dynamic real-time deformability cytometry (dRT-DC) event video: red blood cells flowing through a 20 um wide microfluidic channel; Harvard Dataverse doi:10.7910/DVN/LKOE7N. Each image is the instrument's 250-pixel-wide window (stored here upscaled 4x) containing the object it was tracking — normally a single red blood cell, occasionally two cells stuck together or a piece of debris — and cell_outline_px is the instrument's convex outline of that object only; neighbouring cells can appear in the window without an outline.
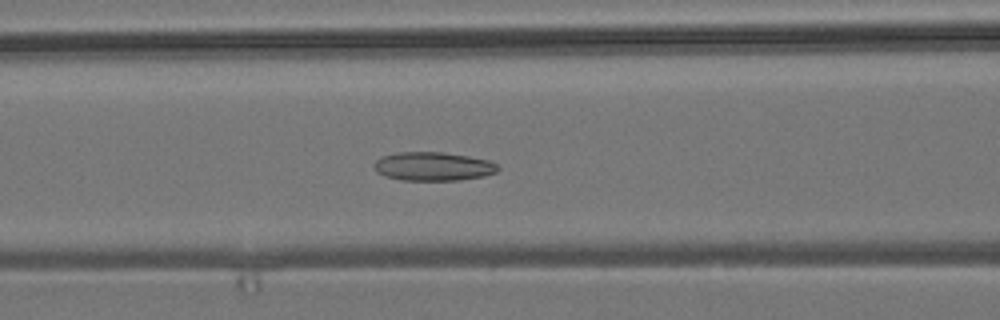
{"species": "common noctule bat (a hibernating species)", "species_latin": "Nyctalus noctula", "temperature_condition": "room temperature", "stored_images_in_passage": 31, "segment_of_instrument_passage": [1, 2], "camera_frame_rate_fps": 3000, "um_per_image_px": 0.085, "animal": {"sex": "male", "body_mass_g": 19.2, "forearm_length_mm": 51.8}, "frame": {"image": 1, "passage_image": 21, "time_ms": 6.667, "image_size_px": [1000, 320], "cell_outline_px": [[500, 168], [496, 172], [484, 176], [460, 180], [400, 180], [384, 176], [376, 172], [372, 164], [380, 156], [396, 152], [444, 152], [468, 156], [488, 160], [496, 164]], "centroid_in_image_um": [36.77, 14.14], "position_along_channel_um": 129.8, "area_um2": 20.92}}
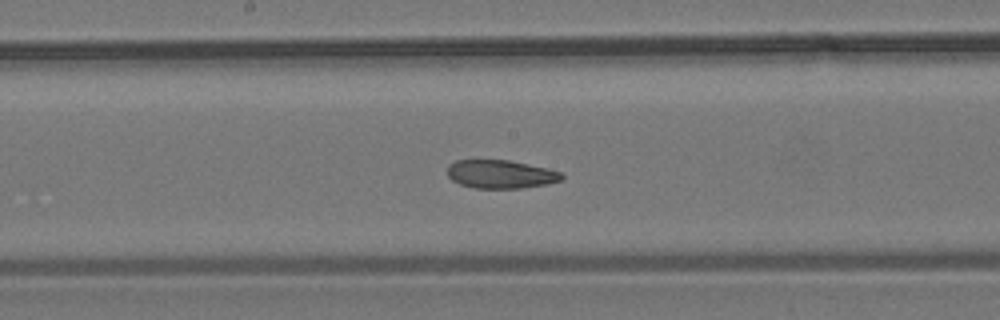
{"frame": {"image": 2, "passage_image": 27, "time_ms": 8.667, "image_size_px": [1000, 320], "cell_outline_px": [[564, 176], [560, 180], [548, 184], [520, 188], [472, 188], [460, 184], [452, 180], [448, 176], [448, 164], [456, 160], [508, 160], [548, 168], [560, 172]], "centroid_in_image_um": [42.54, 14.8], "position_along_channel_um": 205.7, "area_um2": 18.9}}
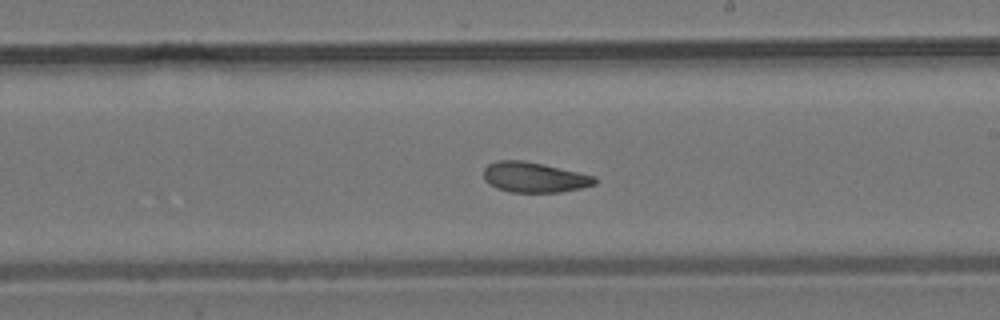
{"frame": {"image": 3, "passage_image": 30, "time_ms": 9.667, "image_size_px": [1000, 320], "cell_outline_px": [[596, 184], [580, 188], [560, 192], [512, 192], [496, 188], [488, 184], [484, 180], [484, 168], [488, 164], [496, 160], [524, 160], [544, 164], [596, 176]], "centroid_in_image_um": [45.39, 15.06], "position_along_channel_um": 243.6, "area_um2": 19.71}}